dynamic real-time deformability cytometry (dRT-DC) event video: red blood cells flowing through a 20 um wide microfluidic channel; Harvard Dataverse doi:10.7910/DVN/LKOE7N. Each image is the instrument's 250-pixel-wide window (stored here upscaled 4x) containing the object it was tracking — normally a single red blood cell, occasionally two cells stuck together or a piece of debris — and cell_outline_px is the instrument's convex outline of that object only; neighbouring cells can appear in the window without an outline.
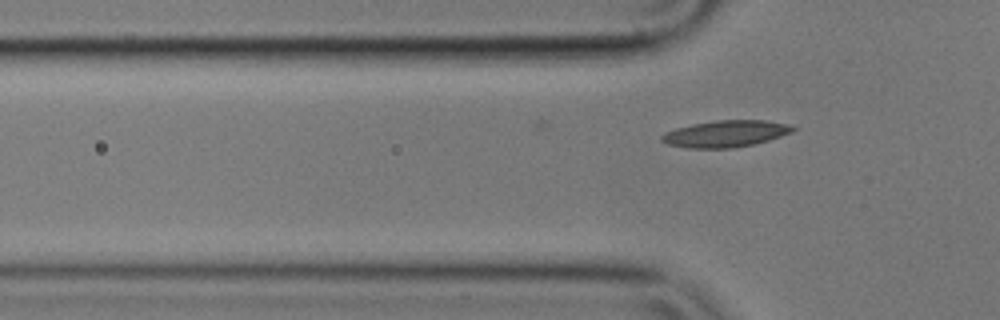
{"species": "common noctule bat (a hibernating species)", "species_latin": "Nyctalus noctula", "temperature_condition": "cold", "stored_images_in_passage": 5, "camera_frame_rate_fps": 3000, "um_per_image_px": 0.085, "animal": {"sex": "male", "body_mass_g": 17.9}, "frame": {"image": 1, "passage_image": 5, "time_ms": 1.333, "image_size_px": [1000, 320], "cell_outline_px": [[796, 128], [792, 132], [768, 140], [736, 148], [688, 148], [668, 144], [660, 140], [660, 136], [664, 132], [676, 128], [692, 124], [716, 120], [764, 120], [788, 124]], "centroid_in_image_um": [61.64, 11.36], "position_along_channel_um": 64.2, "area_um2": 20.35}}